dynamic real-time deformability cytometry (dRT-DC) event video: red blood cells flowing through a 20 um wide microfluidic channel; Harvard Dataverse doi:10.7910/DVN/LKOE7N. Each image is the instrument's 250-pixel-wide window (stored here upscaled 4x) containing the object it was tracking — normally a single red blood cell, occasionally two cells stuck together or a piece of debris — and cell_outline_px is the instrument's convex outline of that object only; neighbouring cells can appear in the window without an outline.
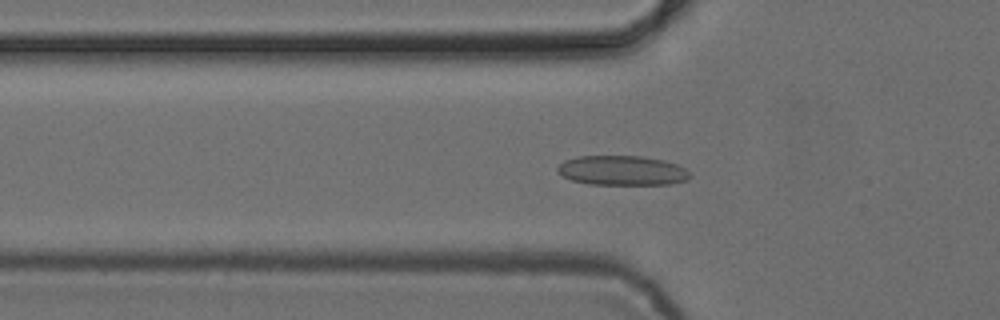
{"species": "common noctule bat (a hibernating species)", "species_latin": "Nyctalus noctula", "temperature_condition": "cold", "stored_images_in_passage": 53, "camera_frame_rate_fps": 3000, "um_per_image_px": 0.085, "animal": {"sex": "female", "body_mass_g": 24.6, "forearm_length_mm": 56.2}, "frame": {"image": 1, "passage_image": 18, "time_ms": 5.667, "image_size_px": [1000, 320], "cell_outline_px": [[692, 176], [688, 180], [672, 184], [588, 184], [572, 180], [564, 176], [556, 168], [564, 160], [576, 156], [644, 156], [664, 160], [676, 164], [684, 168]], "centroid_in_image_um": [52.91, 14.49], "position_along_channel_um": 72.9, "area_um2": 22.89}}
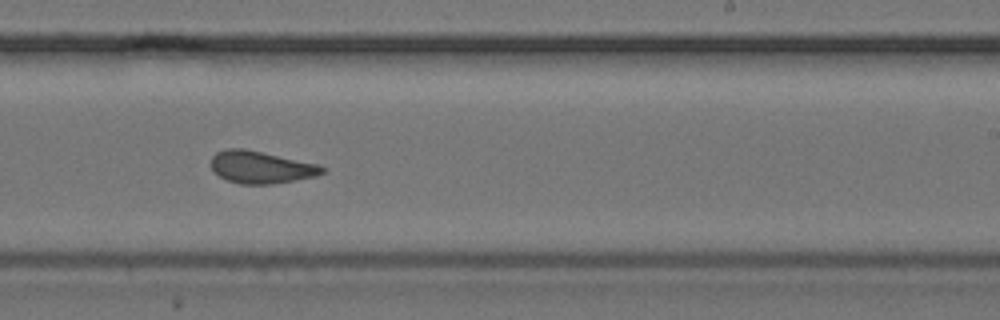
{"frame": {"image": 2, "passage_image": 33, "time_ms": 10.667, "image_size_px": [1000, 320], "cell_outline_px": [[324, 172], [316, 176], [272, 184], [240, 184], [228, 180], [220, 176], [212, 168], [212, 156], [216, 152], [228, 148], [244, 148], [320, 164], [324, 168]], "centroid_in_image_um": [22.2, 14.2], "position_along_channel_um": 266.8, "area_um2": 20.81}}
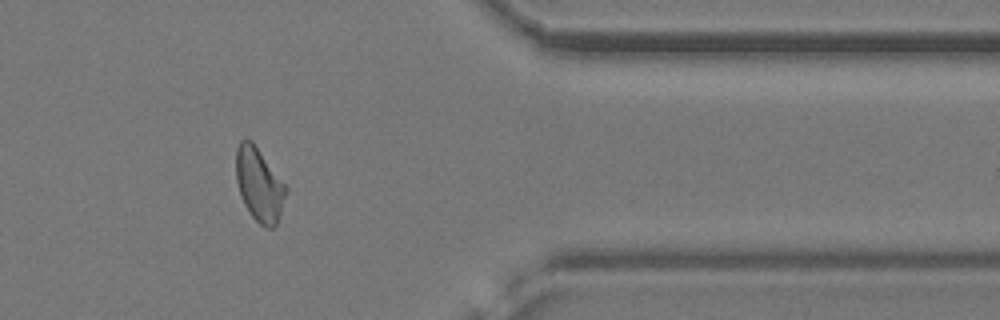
{"frame": {"image": 3, "passage_image": 44, "time_ms": 14.333, "image_size_px": [1000, 320], "cell_outline_px": [[288, 188], [276, 224], [272, 228], [268, 228], [260, 224], [252, 216], [244, 204], [240, 196], [236, 180], [236, 148], [240, 140], [252, 140]], "centroid_in_image_um": [22.01, 15.67], "position_along_channel_um": 389.4, "area_um2": 21.15}, "authors_computed_cell_mechanics": {"area_um2": 21.7906, "velocity_mm_per_s": 3.8681, "shape_relaxation_time_tau1_ms": null, "shape_relaxation_time_tau2_ms": 1.1323, "deformation_change_tau1": null, "deformation_change_tau2": 0.0555}}